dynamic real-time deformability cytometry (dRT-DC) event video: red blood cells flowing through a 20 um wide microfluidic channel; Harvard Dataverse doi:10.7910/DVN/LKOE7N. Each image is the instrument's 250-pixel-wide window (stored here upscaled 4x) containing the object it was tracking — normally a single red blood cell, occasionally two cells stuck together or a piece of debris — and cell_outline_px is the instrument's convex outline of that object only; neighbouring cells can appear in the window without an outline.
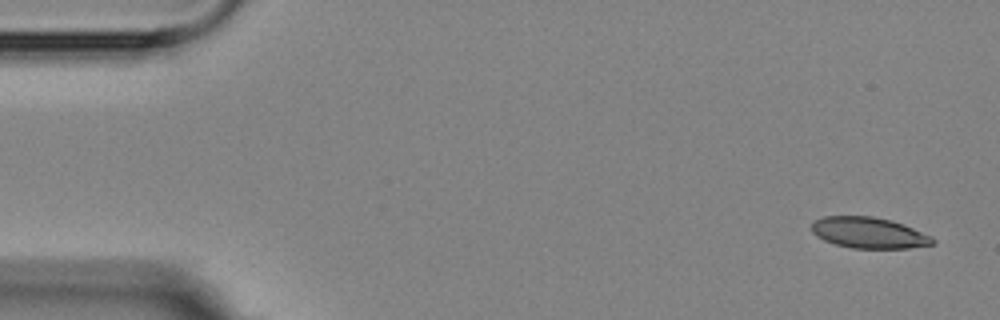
{"species": "Egyptian fruit bat (a non-hibernating species)", "species_latin": "Rousettus aegyptiacus", "temperature_condition": "room temperature", "stored_images_in_passage": 4, "camera_frame_rate_fps": 3000, "um_per_image_px": 0.085, "animal": {"sex": "female"}, "frame": {"image": 1, "passage_image": 1, "time_ms": 0.0, "image_size_px": [1000, 320], "cell_outline_px": [[936, 240], [932, 244], [908, 248], [852, 248], [836, 244], [824, 240], [816, 236], [812, 232], [812, 224], [816, 220], [824, 216], [872, 216], [904, 224], [932, 236]], "centroid_in_image_um": [73.86, 19.78], "position_along_channel_um": 11.1, "area_um2": 21.73}}